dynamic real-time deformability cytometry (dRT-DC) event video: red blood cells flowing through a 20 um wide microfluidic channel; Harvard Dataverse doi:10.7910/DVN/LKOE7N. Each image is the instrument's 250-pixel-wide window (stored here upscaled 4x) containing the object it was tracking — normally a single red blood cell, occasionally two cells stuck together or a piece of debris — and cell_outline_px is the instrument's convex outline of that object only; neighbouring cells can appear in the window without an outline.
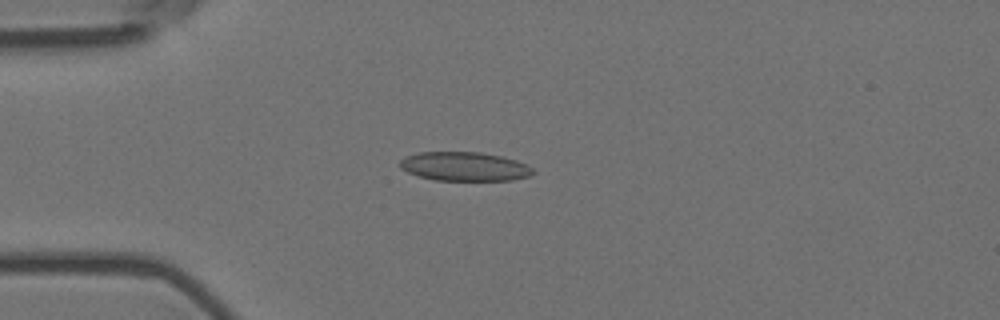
{"species": "Egyptian fruit bat (a non-hibernating species)", "species_latin": "Rousettus aegyptiacus", "temperature_condition": "room temperature", "stored_images_in_passage": 57, "camera_frame_rate_fps": 3000, "um_per_image_px": 0.085, "animal": {"sex": "female"}, "frame": {"image": 1, "passage_image": 15, "time_ms": 4.667, "image_size_px": [1000, 320], "cell_outline_px": [[536, 172], [532, 176], [512, 180], [436, 180], [416, 176], [400, 168], [400, 160], [404, 156], [420, 152], [480, 152], [500, 156], [516, 160], [532, 168]], "centroid_in_image_um": [39.47, 14.15], "position_along_channel_um": 45.5, "area_um2": 22.54}}
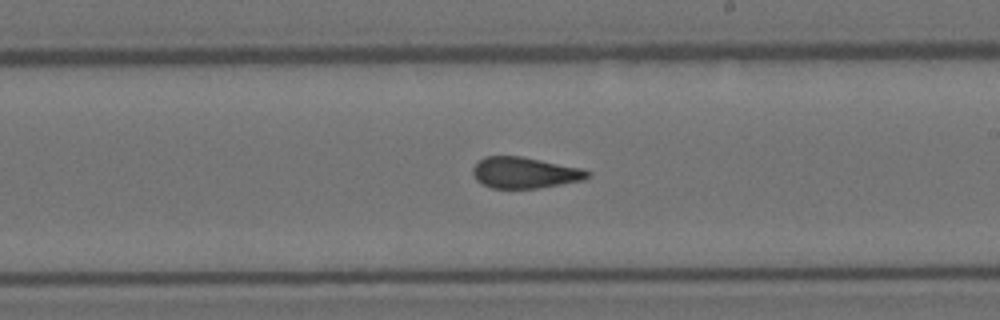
{"frame": {"image": 2, "passage_image": 33, "time_ms": 10.667, "image_size_px": [1000, 320], "cell_outline_px": [[592, 176], [584, 180], [536, 188], [492, 188], [476, 180], [472, 172], [472, 168], [484, 156], [520, 156], [580, 168], [592, 172]], "centroid_in_image_um": [44.61, 14.68], "position_along_channel_um": 244.4, "area_um2": 20.63}}
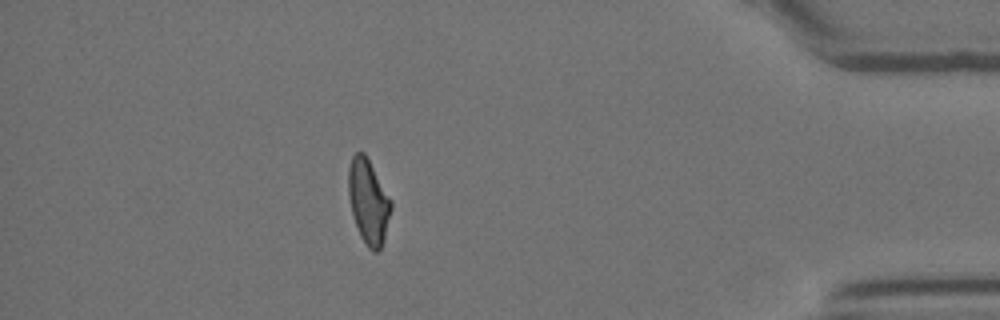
{"frame": {"image": 3, "passage_image": 50, "time_ms": 16.333, "image_size_px": [1000, 320], "cell_outline_px": [[392, 208], [384, 240], [380, 248], [376, 252], [372, 252], [368, 248], [360, 236], [352, 216], [348, 196], [348, 168], [352, 156], [356, 152], [364, 152], [392, 200]], "centroid_in_image_um": [31.31, 17.14], "position_along_channel_um": 403.9, "area_um2": 21.21}, "authors_computed_cell_mechanics": {"area_um2": 21.6172, "velocity_mm_per_s": 3.5952, "shape_relaxation_time_tau1_ms": null, "shape_relaxation_time_tau2_ms": 1.9922, "deformation_change_tau1": null, "deformation_change_tau2": 0.0886}}